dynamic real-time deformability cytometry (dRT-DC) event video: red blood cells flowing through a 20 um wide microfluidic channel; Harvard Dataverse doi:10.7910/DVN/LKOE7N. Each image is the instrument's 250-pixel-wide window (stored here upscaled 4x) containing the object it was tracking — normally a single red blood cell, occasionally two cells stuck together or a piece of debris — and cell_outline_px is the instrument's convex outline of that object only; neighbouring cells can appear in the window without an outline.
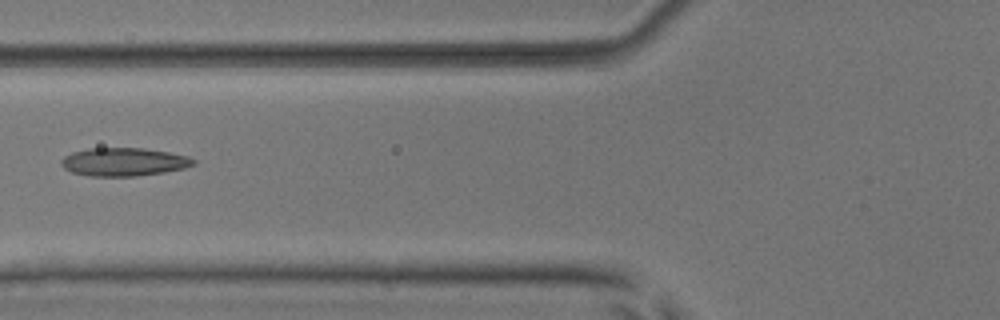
{"species": "common noctule bat (a hibernating species)", "species_latin": "Nyctalus noctula", "temperature_condition": "room temperature", "stored_images_in_passage": 4, "camera_frame_rate_fps": 3000, "um_per_image_px": 0.085, "animal": {"sex": "male", "body_mass_g": 17.9, "forearm_length_mm": 54.2}, "frame": {"image": 1, "passage_image": 3, "time_ms": 2.333, "image_size_px": [1000, 320], "cell_outline_px": [[196, 164], [184, 168], [164, 172], [136, 176], [88, 176], [72, 172], [64, 168], [60, 164], [60, 160], [64, 156], [72, 152], [88, 148], [144, 148], [168, 152], [188, 156], [196, 160]], "centroid_in_image_um": [10.51, 13.76], "position_along_channel_um": 115.3, "area_um2": 21.85}}
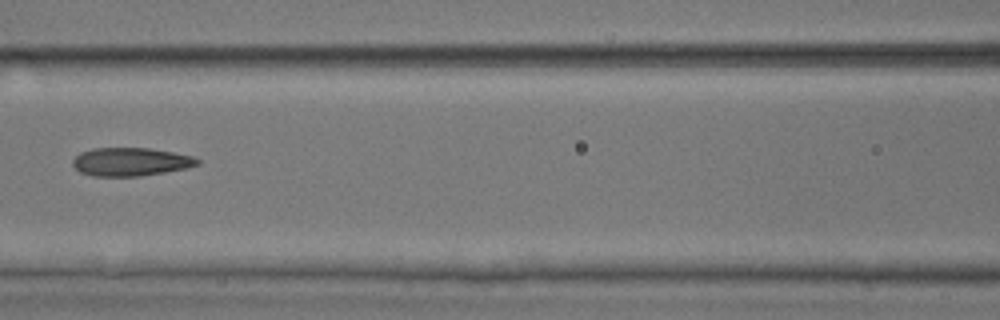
{"frame": {"image": 2, "passage_image": 4, "time_ms": 3.333, "image_size_px": [1000, 320], "cell_outline_px": [[200, 164], [188, 168], [140, 176], [92, 176], [80, 172], [72, 164], [72, 160], [80, 152], [92, 148], [148, 148], [172, 152], [192, 156], [200, 160]], "centroid_in_image_um": [11.1, 13.75], "position_along_channel_um": 155.5, "area_um2": 20.58}}